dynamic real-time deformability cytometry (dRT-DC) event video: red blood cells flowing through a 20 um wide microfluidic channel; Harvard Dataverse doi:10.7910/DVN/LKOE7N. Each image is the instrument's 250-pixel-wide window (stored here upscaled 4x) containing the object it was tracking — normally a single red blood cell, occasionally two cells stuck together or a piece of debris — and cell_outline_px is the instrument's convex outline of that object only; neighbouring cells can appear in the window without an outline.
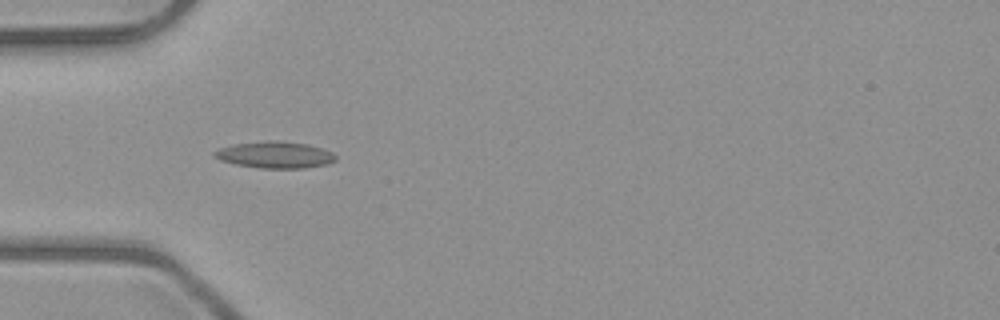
{"species": "common noctule bat (a hibernating species)", "species_latin": "Nyctalus noctula", "temperature_condition": "room temperature", "stored_images_in_passage": 2, "camera_frame_rate_fps": 3000, "um_per_image_px": 0.085, "animal": {"sex": "male", "body_mass_g": 23.1, "forearm_length_mm": 52.7}, "frame": {"image": 1, "passage_image": 1, "time_ms": 0.0, "image_size_px": [1000, 320], "cell_outline_px": [[336, 160], [328, 164], [304, 168], [260, 168], [236, 164], [220, 160], [212, 156], [212, 152], [220, 148], [236, 144], [268, 140], [276, 140], [308, 144], [332, 152], [336, 156]], "centroid_in_image_um": [23.37, 13.16], "position_along_channel_um": 61.6, "area_um2": 18.79}}
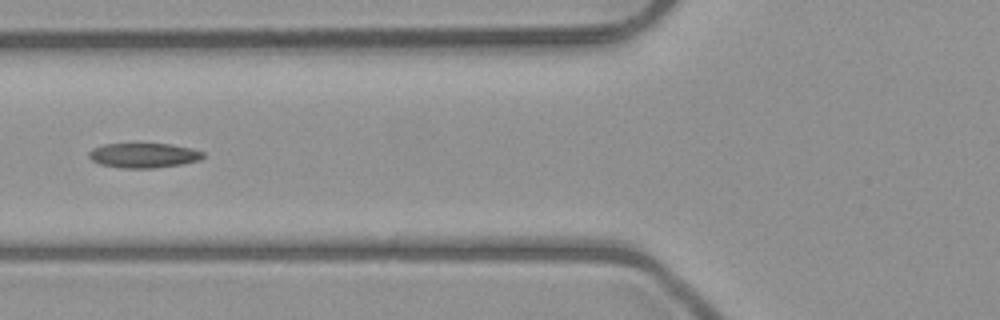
{"frame": {"image": 2, "passage_image": 2, "time_ms": 1.333, "image_size_px": [1000, 320], "cell_outline_px": [[204, 156], [200, 160], [184, 164], [156, 168], [124, 168], [100, 164], [92, 160], [88, 156], [88, 152], [92, 148], [104, 144], [172, 144], [192, 148], [204, 152]], "centroid_in_image_um": [12.24, 13.21], "position_along_channel_um": 113.6, "area_um2": 16.59}}